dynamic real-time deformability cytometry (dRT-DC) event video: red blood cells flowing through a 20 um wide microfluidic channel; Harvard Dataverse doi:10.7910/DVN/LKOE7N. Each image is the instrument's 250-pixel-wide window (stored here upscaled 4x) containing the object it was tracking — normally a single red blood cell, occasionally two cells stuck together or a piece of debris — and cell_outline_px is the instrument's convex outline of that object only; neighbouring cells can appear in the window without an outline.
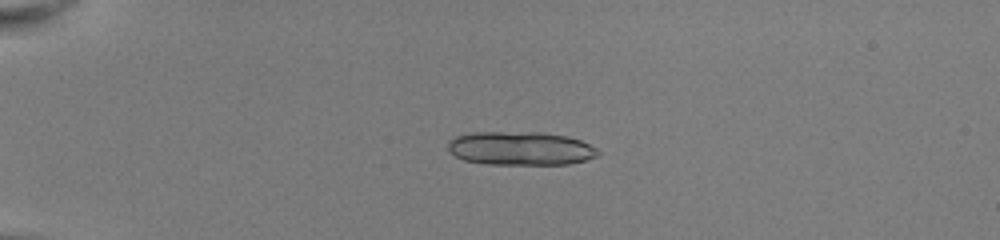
{"species": "common noctule bat (a hibernating species)", "species_latin": "Nyctalus noctula", "temperature_condition": "room temperature", "stored_images_in_passage": 13, "camera_frame_rate_fps": 3000, "um_per_image_px": 0.085, "animal": {"sex": "female", "body_mass_g": 22.0, "forearm_length_mm": 56.7}, "frame": {"image": 1, "passage_image": 3, "time_ms": 0.667, "image_size_px": [1000, 240], "cell_outline_px": [[600, 152], [596, 156], [584, 160], [568, 164], [488, 164], [464, 160], [456, 156], [448, 148], [448, 140], [456, 136], [468, 132], [540, 132], [568, 136], [580, 140], [596, 148]], "centroid_in_image_um": [44.22, 12.6], "position_along_channel_um": 40.8, "area_um2": 29.36}}